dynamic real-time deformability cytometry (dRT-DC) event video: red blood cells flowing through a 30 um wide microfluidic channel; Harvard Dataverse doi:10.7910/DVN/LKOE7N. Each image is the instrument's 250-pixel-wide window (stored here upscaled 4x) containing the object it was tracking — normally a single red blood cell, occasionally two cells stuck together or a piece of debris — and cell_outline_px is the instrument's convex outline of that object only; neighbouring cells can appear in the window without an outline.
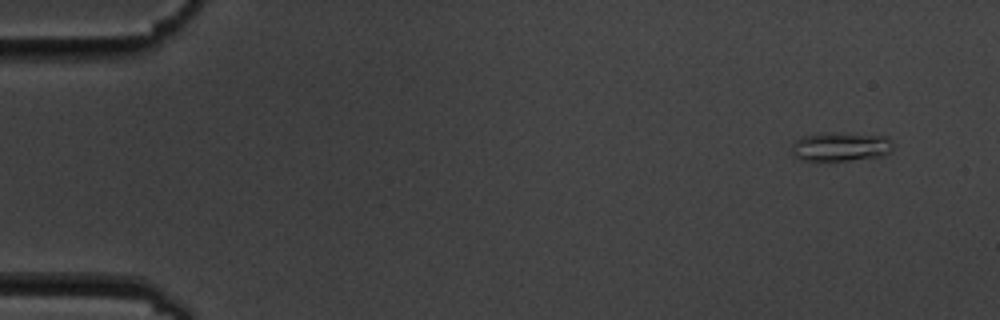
{"species": "common noctule bat (a hibernating species)", "species_latin": "Nyctalus noctula", "temperature_condition": "cold", "stored_images_in_passage": 5, "camera_frame_rate_fps": 3000, "um_per_image_px": 0.085, "animal": {"sex": "male", "body_mass_g": 19.5, "forearm_length_mm": 54.6}, "frame": {"image": 1, "passage_image": 1, "time_ms": 0.0, "image_size_px": [1000, 320], "cell_outline_px": [[892, 148], [884, 156], [848, 160], [804, 160], [792, 156], [792, 144], [796, 140], [804, 136], [824, 132], [848, 132], [888, 136], [892, 140]], "centroid_in_image_um": [71.48, 12.44], "position_along_channel_um": 13.5, "area_um2": 17.4}}
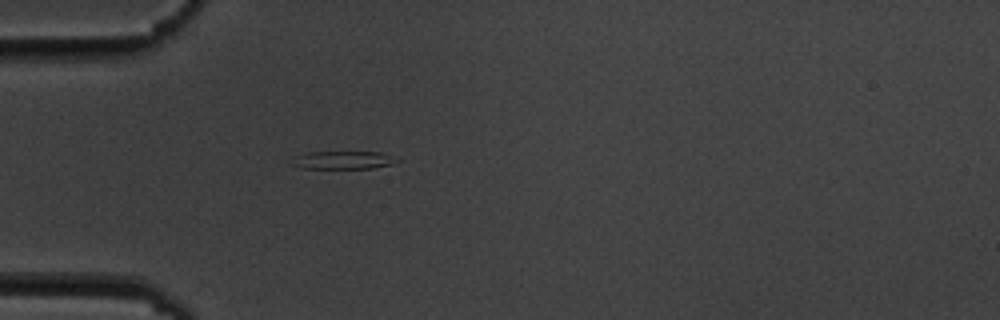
{"frame": {"image": 2, "passage_image": 5, "time_ms": 4.333, "image_size_px": [1000, 320], "cell_outline_px": [[400, 160], [392, 164], [372, 168], [300, 168], [288, 164], [296, 156], [304, 152], [380, 152]], "centroid_in_image_um": [29.08, 13.61], "position_along_channel_um": 55.9, "area_um2": 10.98}}